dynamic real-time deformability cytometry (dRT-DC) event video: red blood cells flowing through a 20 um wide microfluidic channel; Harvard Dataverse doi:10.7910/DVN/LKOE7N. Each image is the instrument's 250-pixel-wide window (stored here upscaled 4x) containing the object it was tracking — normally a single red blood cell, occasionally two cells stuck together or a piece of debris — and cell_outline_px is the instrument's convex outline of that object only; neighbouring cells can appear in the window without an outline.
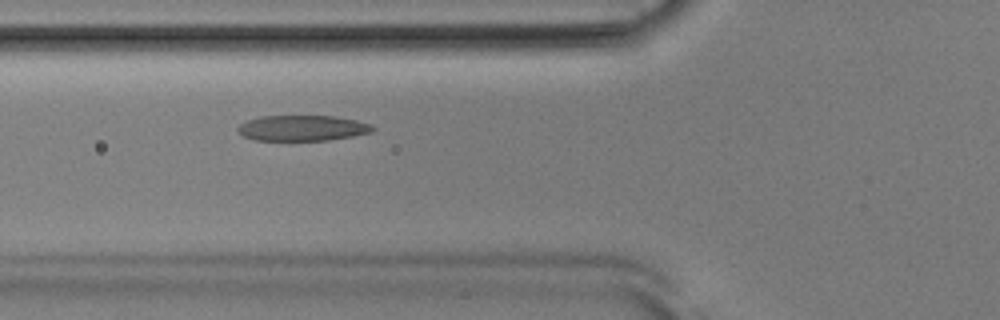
{"species": "Egyptian fruit bat (a non-hibernating species)", "species_latin": "Rousettus aegyptiacus", "temperature_condition": "room temperature", "stored_images_in_passage": 48, "camera_frame_rate_fps": 3000, "um_per_image_px": 0.085, "animal": {"sex": "male"}, "frame": {"image": 1, "passage_image": 15, "time_ms": 4.667, "image_size_px": [1000, 320], "cell_outline_px": [[376, 128], [372, 132], [352, 136], [328, 140], [252, 140], [244, 136], [236, 128], [240, 124], [248, 120], [260, 116], [336, 116], [356, 120], [372, 124]], "centroid_in_image_um": [25.73, 10.88], "position_along_channel_um": 100.1, "area_um2": 20.11}}
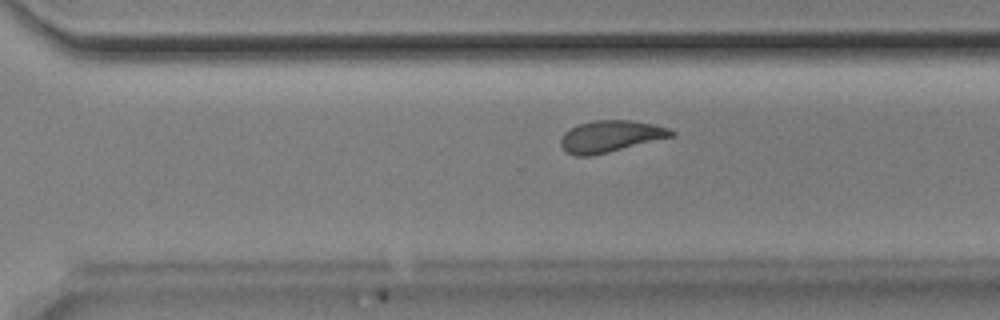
{"frame": {"image": 2, "passage_image": 32, "time_ms": 10.333, "image_size_px": [1000, 320], "cell_outline_px": [[676, 136], [592, 156], [576, 156], [568, 152], [560, 144], [560, 140], [564, 132], [580, 124], [596, 120], [628, 120], [656, 124], [672, 128], [676, 132]], "centroid_in_image_um": [51.97, 11.58], "position_along_channel_um": 318.6, "area_um2": 20.52}}
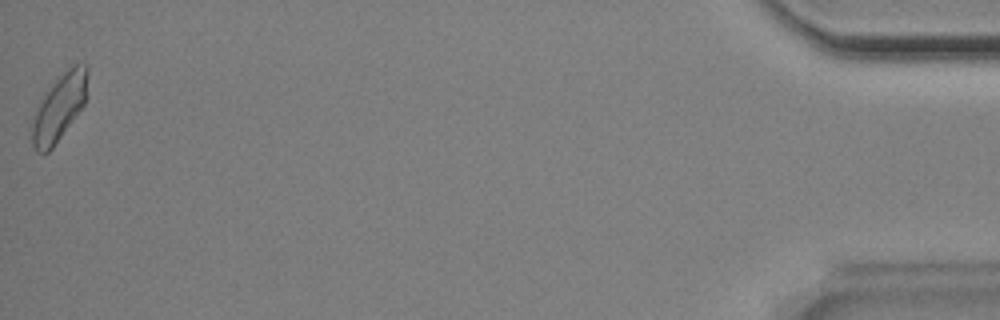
{"frame": {"image": 3, "passage_image": 48, "time_ms": 15.667, "image_size_px": [1000, 320], "cell_outline_px": [[88, 96], [84, 104], [52, 148], [44, 156], [36, 152], [32, 144], [32, 124], [36, 112], [44, 96], [56, 80], [72, 64], [88, 64]], "centroid_in_image_um": [5.08, 9.13], "position_along_channel_um": 430.1, "area_um2": 21.21}, "authors_computed_cell_mechanics": {"area_um2": 20.6635, "velocity_mm_per_s": 3.8617, "shape_relaxation_time_tau1_ms": 4.2127, "shape_relaxation_time_tau2_ms": 1.9916, "deformation_change_tau1": 0.1402, "deformation_change_tau2": 0.098}}